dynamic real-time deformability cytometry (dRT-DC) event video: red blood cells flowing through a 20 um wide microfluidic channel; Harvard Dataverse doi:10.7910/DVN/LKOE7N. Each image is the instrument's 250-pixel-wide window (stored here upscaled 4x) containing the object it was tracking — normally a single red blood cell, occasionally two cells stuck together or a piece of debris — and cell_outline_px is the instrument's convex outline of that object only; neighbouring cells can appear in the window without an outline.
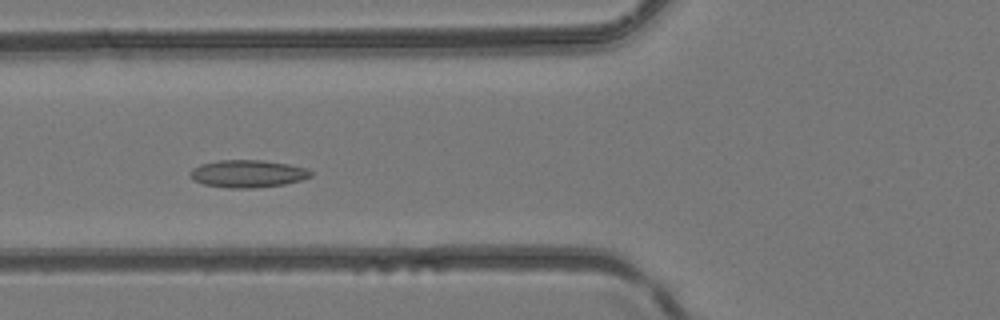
{"species": "common noctule bat (a hibernating species)", "species_latin": "Nyctalus noctula", "temperature_condition": "room temperature", "stored_images_in_passage": 9, "camera_frame_rate_fps": 3000, "um_per_image_px": 0.085, "animal": {"sex": "female", "body_mass_g": 24.6, "forearm_length_mm": 56.2}, "frame": {"image": 1, "passage_image": 7, "time_ms": 2.0, "image_size_px": [1000, 320], "cell_outline_px": [[312, 176], [300, 180], [284, 184], [252, 188], [228, 188], [204, 184], [192, 180], [192, 168], [200, 164], [220, 160], [264, 160], [288, 164], [308, 168], [312, 172]], "centroid_in_image_um": [21.08, 14.76], "position_along_channel_um": 104.7, "area_um2": 19.25}}